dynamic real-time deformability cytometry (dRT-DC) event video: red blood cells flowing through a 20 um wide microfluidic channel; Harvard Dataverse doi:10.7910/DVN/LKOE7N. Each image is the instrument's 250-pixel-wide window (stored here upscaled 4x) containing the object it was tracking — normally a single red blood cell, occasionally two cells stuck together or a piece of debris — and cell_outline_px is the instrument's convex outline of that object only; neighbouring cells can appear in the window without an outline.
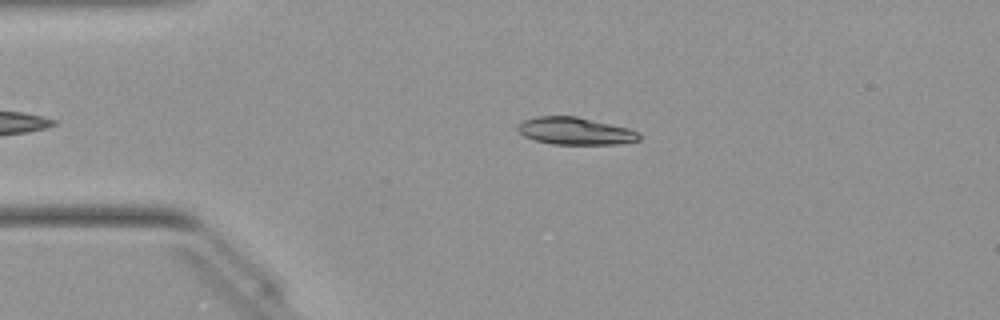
{"species": "Egyptian fruit bat (a non-hibernating species)", "species_latin": "Rousettus aegyptiacus", "temperature_condition": "warm", "stored_images_in_passage": 37, "camera_frame_rate_fps": 3000, "um_per_image_px": 0.085, "animal": {"sex": "female"}, "frame": {"image": 1, "passage_image": 3, "time_ms": 0.667, "image_size_px": [1000, 320], "cell_outline_px": [[640, 140], [620, 144], [552, 144], [536, 140], [524, 136], [516, 128], [524, 120], [536, 116], [576, 116], [628, 128], [640, 132]], "centroid_in_image_um": [48.92, 11.14], "position_along_channel_um": 36.1, "area_um2": 19.25}}
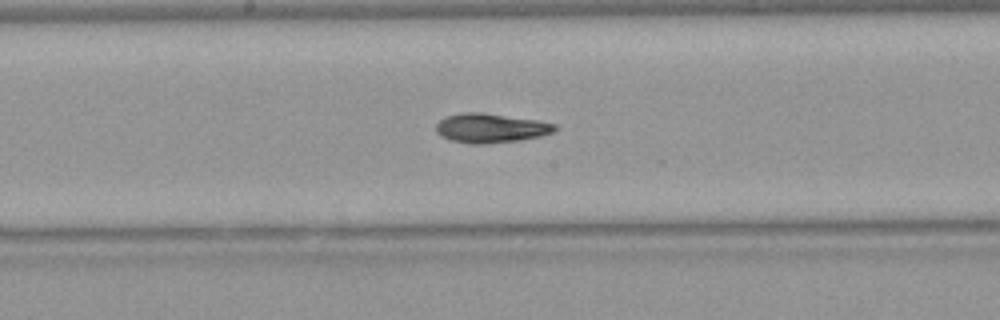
{"frame": {"image": 2, "passage_image": 18, "time_ms": 5.667, "image_size_px": [1000, 320], "cell_outline_px": [[556, 128], [552, 132], [540, 136], [520, 140], [480, 144], [472, 144], [452, 140], [440, 136], [436, 132], [436, 124], [440, 120], [448, 116], [464, 112], [480, 112], [536, 120], [556, 124]], "centroid_in_image_um": [41.68, 10.89], "position_along_channel_um": 206.5, "area_um2": 20.0}}
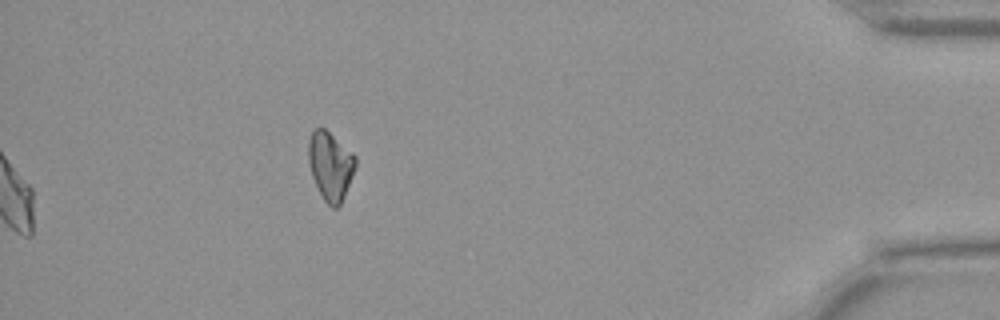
{"frame": {"image": 3, "passage_image": 37, "time_ms": 12.0, "image_size_px": [1000, 320], "cell_outline_px": [[356, 168], [344, 196], [340, 204], [336, 208], [332, 208], [324, 200], [312, 176], [308, 160], [308, 140], [312, 132], [316, 128], [324, 128], [352, 152], [356, 156]], "centroid_in_image_um": [28.09, 14.09], "position_along_channel_um": 407.1, "area_um2": 18.61}, "authors_computed_cell_mechanics": {"area_um2": 19.5942, "velocity_mm_per_s": 4.0712, "shape_relaxation_time_tau1_ms": 6.2711, "shape_relaxation_time_tau2_ms": null, "deformation_change_tau1": 0.2089, "deformation_change_tau2": null}}